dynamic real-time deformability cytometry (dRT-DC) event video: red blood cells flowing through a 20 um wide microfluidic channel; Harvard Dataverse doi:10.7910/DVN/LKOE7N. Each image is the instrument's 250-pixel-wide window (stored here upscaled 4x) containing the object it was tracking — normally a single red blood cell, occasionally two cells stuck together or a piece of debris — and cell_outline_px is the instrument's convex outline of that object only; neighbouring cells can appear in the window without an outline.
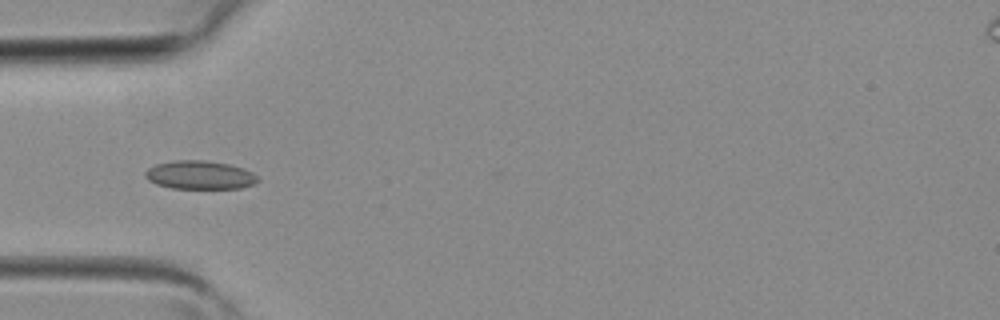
{"species": "common noctule bat (a hibernating species)", "species_latin": "Nyctalus noctula", "temperature_condition": "room temperature", "stored_images_in_passage": 3, "camera_frame_rate_fps": 3000, "um_per_image_px": 0.085, "animal": {"sex": "female", "body_mass_g": 19.3, "forearm_length_mm": 54.1}, "frame": {"image": 1, "passage_image": 3, "time_ms": 0.667, "image_size_px": [1000, 320], "cell_outline_px": [[260, 180], [256, 184], [240, 188], [172, 188], [156, 184], [148, 180], [144, 176], [144, 172], [148, 168], [156, 164], [172, 160], [204, 160], [228, 164], [244, 168], [252, 172]], "centroid_in_image_um": [16.98, 14.87], "position_along_channel_um": 68.0, "area_um2": 18.79}}